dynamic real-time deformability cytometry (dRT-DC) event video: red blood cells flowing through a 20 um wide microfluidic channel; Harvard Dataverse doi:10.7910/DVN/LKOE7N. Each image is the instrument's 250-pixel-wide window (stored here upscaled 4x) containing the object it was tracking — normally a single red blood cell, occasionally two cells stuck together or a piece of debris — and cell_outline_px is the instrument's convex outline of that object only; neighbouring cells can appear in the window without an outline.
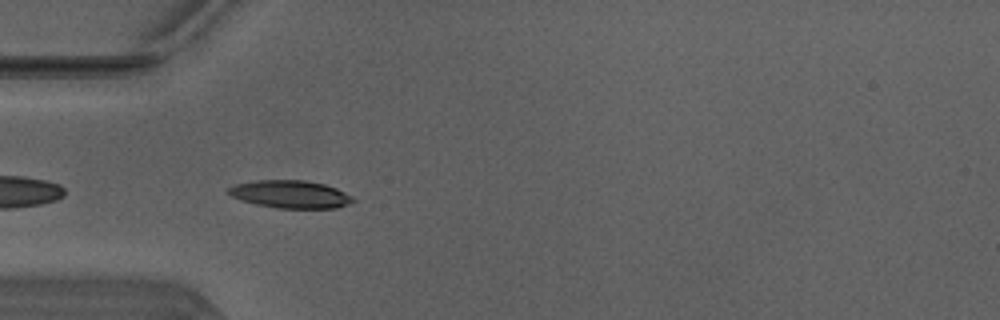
{"species": "Egyptian fruit bat (a non-hibernating species)", "species_latin": "Rousettus aegyptiacus", "temperature_condition": "warm", "stored_images_in_passage": 24, "camera_frame_rate_fps": 3000, "um_per_image_px": 0.085, "animal": {"sex": "male"}, "frame": {"image": 1, "passage_image": 2, "time_ms": 0.333, "image_size_px": [1000, 320], "cell_outline_px": [[356, 200], [348, 204], [336, 208], [276, 208], [256, 204], [240, 200], [224, 192], [228, 188], [236, 184], [256, 180], [304, 180], [324, 184], [336, 188], [352, 196]], "centroid_in_image_um": [24.66, 16.51], "position_along_channel_um": 60.3, "area_um2": 20.17}}
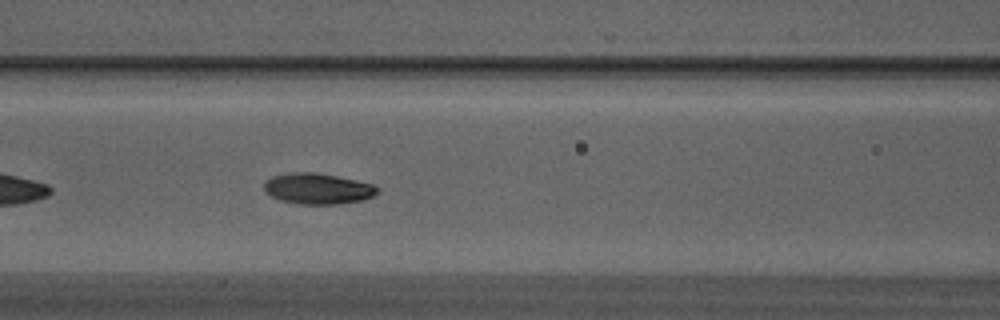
{"frame": {"image": 2, "passage_image": 8, "time_ms": 2.333, "image_size_px": [1000, 320], "cell_outline_px": [[380, 192], [372, 196], [360, 200], [340, 204], [300, 204], [280, 200], [264, 192], [264, 184], [272, 176], [288, 172], [316, 172], [356, 180], [372, 184], [380, 188]], "centroid_in_image_um": [27.01, 16.03], "position_along_channel_um": 139.6, "area_um2": 20.4}}
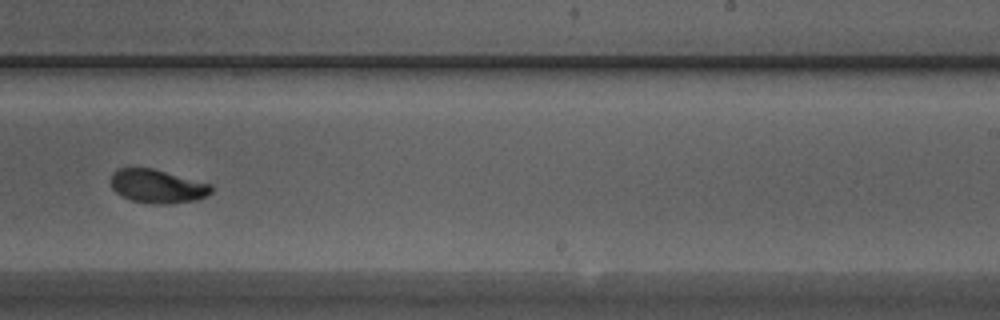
{"frame": {"image": 3, "passage_image": 18, "time_ms": 5.667, "image_size_px": [1000, 320], "cell_outline_px": [[212, 192], [196, 200], [168, 204], [152, 204], [132, 200], [116, 192], [112, 188], [108, 180], [112, 172], [120, 168], [152, 168], [212, 184]], "centroid_in_image_um": [13.35, 15.82], "position_along_channel_um": 275.7, "area_um2": 19.71}}